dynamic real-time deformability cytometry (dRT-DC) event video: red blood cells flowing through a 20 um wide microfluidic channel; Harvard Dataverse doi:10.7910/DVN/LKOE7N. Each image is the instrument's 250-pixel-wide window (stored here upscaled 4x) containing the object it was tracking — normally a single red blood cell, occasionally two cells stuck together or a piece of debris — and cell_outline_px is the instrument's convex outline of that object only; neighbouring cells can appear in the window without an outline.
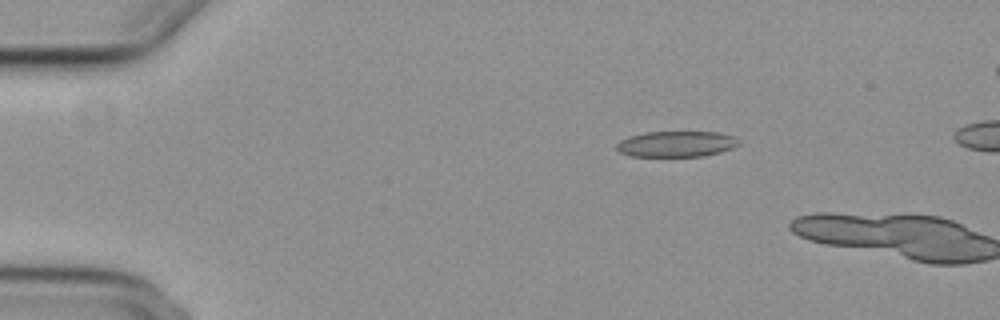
{"species": "common noctule bat (a hibernating species)", "species_latin": "Nyctalus noctula", "temperature_condition": "cold", "stored_images_in_passage": 3, "camera_frame_rate_fps": 3000, "um_per_image_px": 0.085, "animal": {"sex": "female", "body_mass_g": 29.2, "forearm_length_mm": 56.3}, "frame": {"image": 1, "passage_image": 1, "time_ms": 0.0, "image_size_px": [1000, 320], "cell_outline_px": [[740, 144], [732, 148], [720, 152], [704, 156], [632, 156], [620, 152], [616, 148], [616, 144], [620, 140], [628, 136], [644, 132], [720, 132], [736, 136], [740, 140]], "centroid_in_image_um": [57.52, 12.23], "position_along_channel_um": 27.5, "area_um2": 18.55}}